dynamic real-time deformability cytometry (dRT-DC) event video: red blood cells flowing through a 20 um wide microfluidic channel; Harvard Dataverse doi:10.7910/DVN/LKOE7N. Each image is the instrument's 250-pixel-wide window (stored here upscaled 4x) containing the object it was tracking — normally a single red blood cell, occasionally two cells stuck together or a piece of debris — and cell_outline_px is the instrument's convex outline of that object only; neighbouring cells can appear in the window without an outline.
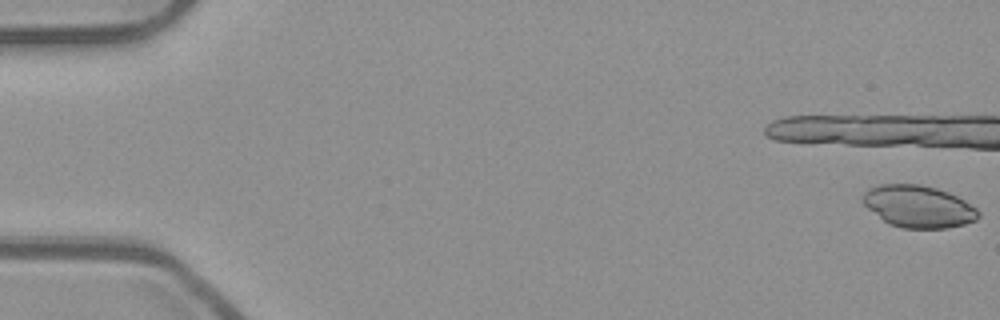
{"species": "common noctule bat (a hibernating species)", "species_latin": "Nyctalus noctula", "temperature_condition": "room temperature", "stored_images_in_passage": 14, "camera_frame_rate_fps": 3000, "um_per_image_px": 0.085, "animal": {"sex": "male", "body_mass_g": 23.1, "forearm_length_mm": 52.7}, "frame": {"image": 1, "passage_image": 1, "time_ms": 0.0, "image_size_px": [1000, 320], "cell_outline_px": [[980, 216], [976, 220], [964, 224], [944, 228], [904, 228], [892, 224], [884, 220], [868, 208], [860, 200], [860, 196], [868, 188], [880, 184], [920, 184], [936, 188], [948, 192], [964, 200], [976, 208], [980, 212]], "centroid_in_image_um": [78.05, 17.53], "position_along_channel_um": 6.9, "area_um2": 28.26}}